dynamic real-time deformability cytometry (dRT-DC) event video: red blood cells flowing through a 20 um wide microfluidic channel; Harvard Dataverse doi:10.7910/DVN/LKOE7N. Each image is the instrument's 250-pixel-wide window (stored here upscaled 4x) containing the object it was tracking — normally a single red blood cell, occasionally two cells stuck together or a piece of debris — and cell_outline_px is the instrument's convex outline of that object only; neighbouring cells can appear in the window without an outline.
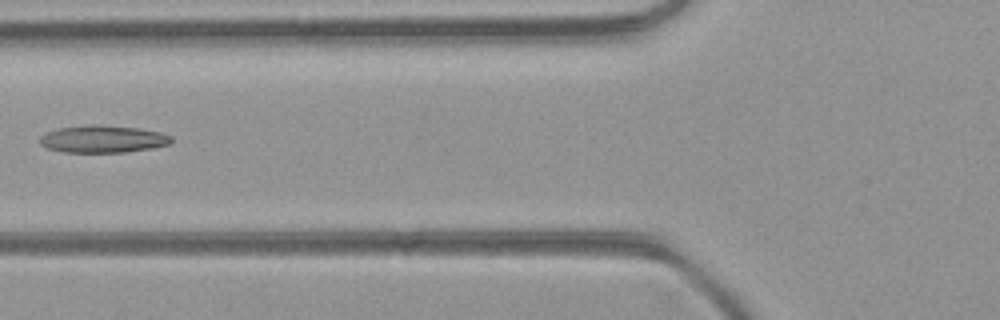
{"species": "common noctule bat (a hibernating species)", "species_latin": "Nyctalus noctula", "temperature_condition": "room temperature", "stored_images_in_passage": 7, "camera_frame_rate_fps": 3000, "um_per_image_px": 0.085, "animal": {"sex": "female", "body_mass_g": 21.9}, "frame": {"image": 1, "passage_image": 6, "time_ms": 1.667, "image_size_px": [1000, 320], "cell_outline_px": [[172, 140], [168, 144], [152, 148], [124, 152], [64, 152], [48, 148], [40, 144], [40, 136], [48, 132], [60, 128], [96, 124], [136, 128], [160, 132], [172, 136]], "centroid_in_image_um": [8.75, 11.82], "position_along_channel_um": 117.1, "area_um2": 20.63}}
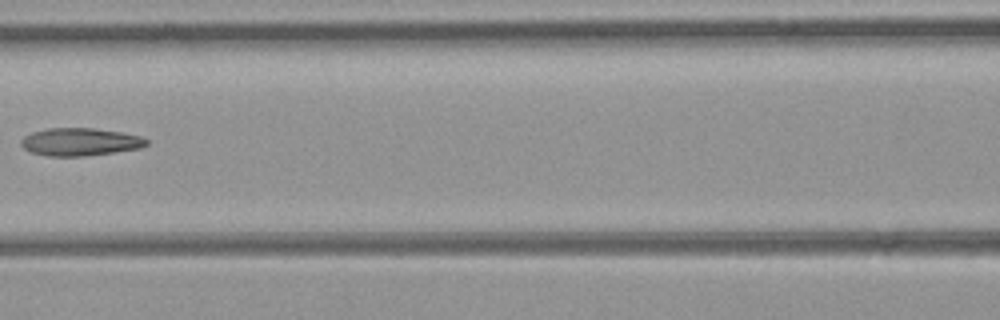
{"frame": {"image": 2, "passage_image": 7, "time_ms": 2.0, "image_size_px": [1000, 320], "cell_outline_px": [[148, 144], [140, 148], [84, 156], [48, 156], [32, 152], [24, 148], [20, 144], [20, 140], [24, 136], [32, 132], [48, 128], [92, 128], [124, 132], [140, 136], [148, 140]], "centroid_in_image_um": [6.8, 12.05], "position_along_channel_um": 159.8, "area_um2": 20.23}}